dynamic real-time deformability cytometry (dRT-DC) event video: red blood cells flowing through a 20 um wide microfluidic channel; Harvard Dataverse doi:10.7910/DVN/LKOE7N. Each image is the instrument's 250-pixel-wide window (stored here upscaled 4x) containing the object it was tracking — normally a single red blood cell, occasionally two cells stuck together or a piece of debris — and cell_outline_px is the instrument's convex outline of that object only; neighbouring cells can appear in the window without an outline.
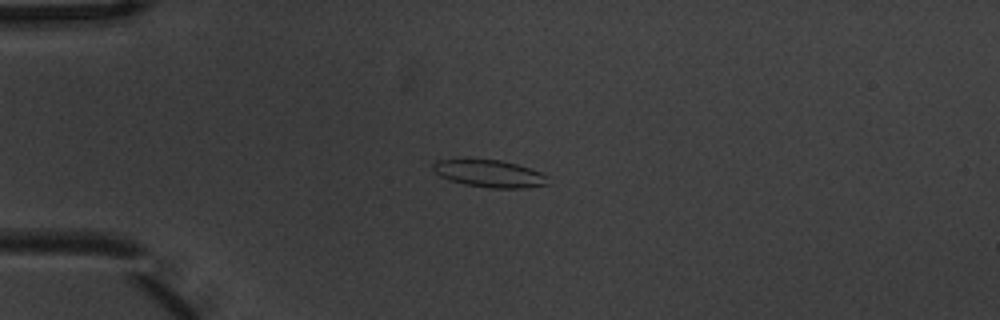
{"species": "common noctule bat (a hibernating species)", "species_latin": "Nyctalus noctula", "temperature_condition": "warm", "stored_images_in_passage": 5, "camera_frame_rate_fps": 3000, "um_per_image_px": 0.085, "animal": {"sex": "male", "body_mass_g": 20.1, "forearm_length_mm": 53.5}, "frame": {"image": 1, "passage_image": 2, "time_ms": 0.333, "image_size_px": [1000, 320], "cell_outline_px": [[548, 184], [528, 188], [488, 188], [464, 184], [440, 176], [432, 168], [432, 164], [436, 160], [500, 160], [516, 164], [540, 172], [548, 176]], "centroid_in_image_um": [41.63, 14.77], "position_along_channel_um": 43.4, "area_um2": 18.03}}
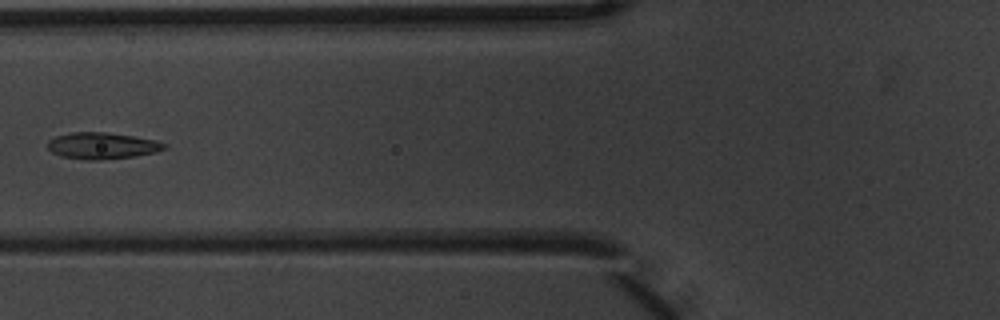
{"frame": {"image": 2, "passage_image": 4, "time_ms": 1.0, "image_size_px": [1000, 320], "cell_outline_px": [[168, 148], [156, 152], [136, 156], [100, 160], [88, 160], [60, 156], [52, 152], [48, 148], [48, 140], [56, 136], [68, 132], [104, 132], [132, 136], [156, 140], [168, 144]], "centroid_in_image_um": [8.7, 12.39], "position_along_channel_um": 117.1, "area_um2": 18.15}}
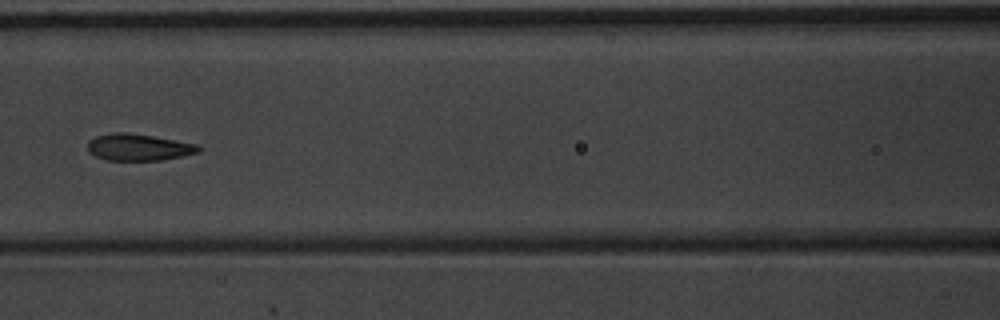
{"frame": {"image": 3, "passage_image": 5, "time_ms": 1.333, "image_size_px": [1000, 320], "cell_outline_px": [[200, 152], [160, 160], [108, 160], [96, 156], [88, 152], [88, 140], [96, 136], [112, 132], [128, 132], [152, 136], [196, 144], [200, 148]], "centroid_in_image_um": [11.73, 12.51], "position_along_channel_um": 154.9, "area_um2": 17.11}}